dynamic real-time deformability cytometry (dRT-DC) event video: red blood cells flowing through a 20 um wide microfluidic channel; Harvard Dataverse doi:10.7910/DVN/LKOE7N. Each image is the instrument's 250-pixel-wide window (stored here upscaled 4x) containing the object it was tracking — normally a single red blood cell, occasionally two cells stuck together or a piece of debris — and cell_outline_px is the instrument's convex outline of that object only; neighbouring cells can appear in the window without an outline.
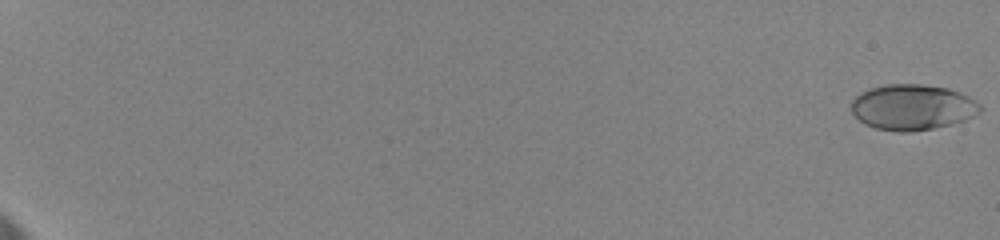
{"species": "human", "species_latin": "Homo sapiens", "temperature_condition": "cold", "stored_images_in_passage": 11, "camera_frame_rate_fps": 3000, "um_per_image_px": 0.085, "donor": {"sex": "female"}, "frame": {"image": 1, "passage_image": 1, "time_ms": 0.0, "image_size_px": [1000, 240], "cell_outline_px": [[984, 108], [980, 112], [964, 120], [952, 124], [932, 128], [908, 132], [900, 132], [876, 128], [864, 124], [852, 112], [852, 100], [860, 92], [884, 84], [920, 84], [948, 88], [968, 96], [980, 104]], "centroid_in_image_um": [77.56, 9.11], "position_along_channel_um": 7.4, "area_um2": 34.16}}
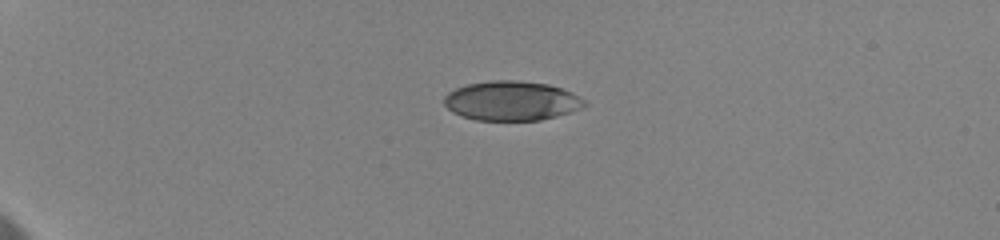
{"frame": {"image": 2, "passage_image": 7, "time_ms": 5.667, "image_size_px": [1000, 240], "cell_outline_px": [[588, 104], [580, 108], [556, 116], [540, 120], [476, 120], [460, 116], [452, 112], [444, 104], [444, 96], [448, 92], [456, 88], [468, 84], [492, 80], [516, 80], [548, 84], [572, 92], [584, 100]], "centroid_in_image_um": [43.45, 8.57], "position_along_channel_um": 41.5, "area_um2": 32.19}}